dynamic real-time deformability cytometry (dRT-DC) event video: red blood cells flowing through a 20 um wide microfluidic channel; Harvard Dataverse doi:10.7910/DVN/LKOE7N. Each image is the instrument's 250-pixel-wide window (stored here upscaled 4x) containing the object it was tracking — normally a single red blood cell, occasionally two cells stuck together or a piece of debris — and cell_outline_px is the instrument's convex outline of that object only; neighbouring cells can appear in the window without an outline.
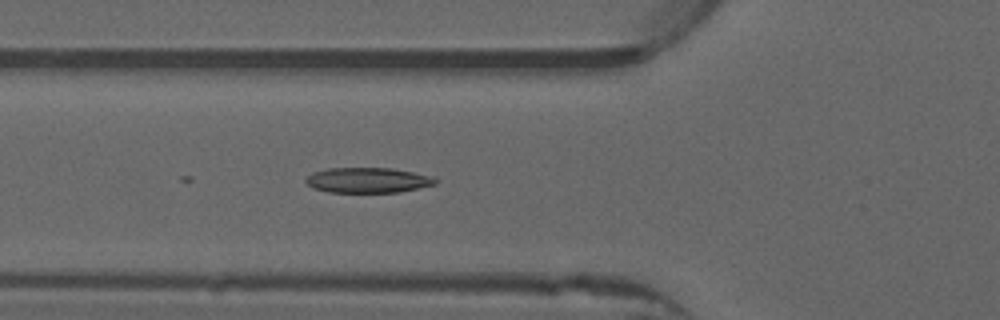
{"species": "common noctule bat (a hibernating species)", "species_latin": "Nyctalus noctula", "temperature_condition": "warm", "stored_images_in_passage": 5, "camera_frame_rate_fps": 3000, "um_per_image_px": 0.085, "animal": {"sex": "male", "forearm_length_mm": 52.5}, "frame": {"image": 1, "passage_image": 5, "time_ms": 1.333, "image_size_px": [1000, 320], "cell_outline_px": [[436, 184], [400, 192], [328, 192], [312, 188], [304, 180], [312, 172], [328, 168], [392, 168], [436, 176]], "centroid_in_image_um": [31.28, 15.31], "position_along_channel_um": 94.5, "area_um2": 19.19}}